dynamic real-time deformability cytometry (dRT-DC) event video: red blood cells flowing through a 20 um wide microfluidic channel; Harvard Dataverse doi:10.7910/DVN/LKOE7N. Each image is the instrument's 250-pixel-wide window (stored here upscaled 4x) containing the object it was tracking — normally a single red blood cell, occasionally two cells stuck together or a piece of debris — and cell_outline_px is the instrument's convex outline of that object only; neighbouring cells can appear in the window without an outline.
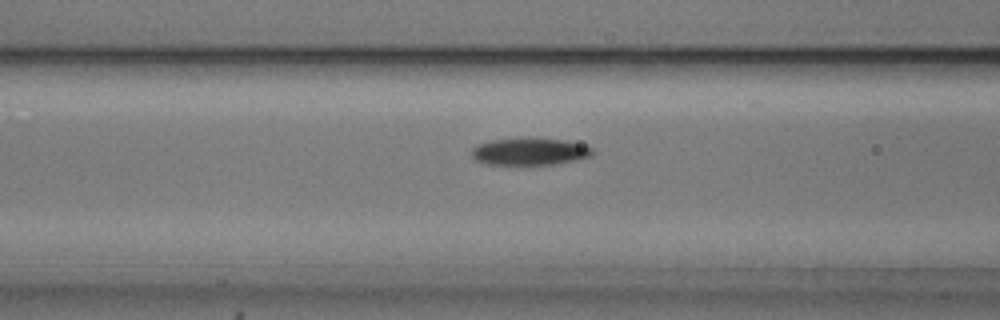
{"species": "common noctule bat (a hibernating species)", "species_latin": "Nyctalus noctula", "temperature_condition": "cold", "stored_images_in_passage": 39, "segment_of_instrument_passage": [1, 2], "camera_frame_rate_fps": 3000, "um_per_image_px": 0.085, "animal": {"sex": "male", "body_mass_g": 20.5, "forearm_length_mm": 52.5}, "frame": {"image": 1, "passage_image": 12, "time_ms": 3.667, "image_size_px": [1000, 320], "cell_outline_px": [[596, 152], [592, 156], [576, 160], [556, 164], [488, 164], [476, 160], [472, 156], [472, 148], [476, 144], [492, 140], [536, 136], [564, 140], [580, 144], [592, 148]], "centroid_in_image_um": [45.05, 12.85], "position_along_channel_um": 121.6, "area_um2": 19.48}}
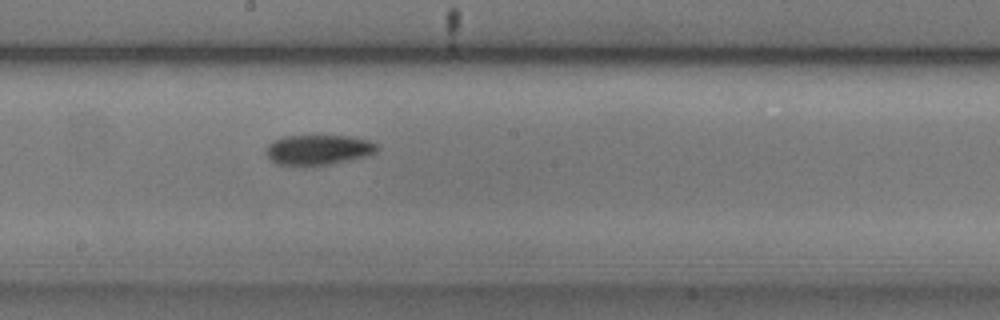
{"frame": {"image": 2, "passage_image": 20, "time_ms": 6.333, "image_size_px": [1000, 320], "cell_outline_px": [[380, 148], [376, 152], [364, 156], [328, 164], [304, 168], [276, 164], [264, 152], [264, 148], [272, 140], [284, 136], [352, 136], [368, 140], [376, 144]], "centroid_in_image_um": [26.98, 12.75], "position_along_channel_um": 221.2, "area_um2": 19.88}}
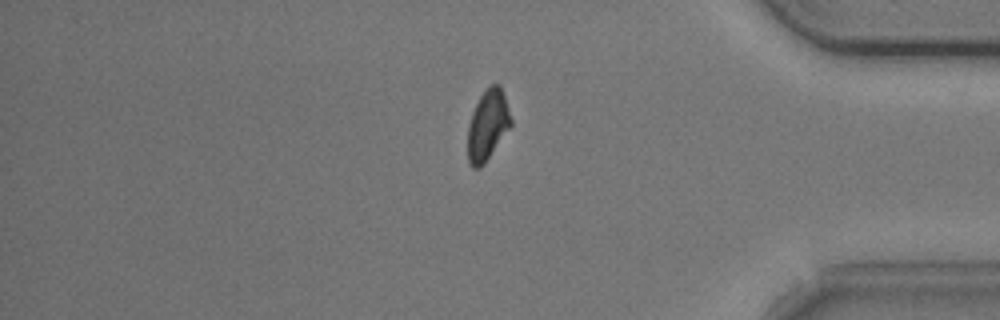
{"frame": {"image": 3, "passage_image": 36, "time_ms": 11.667, "image_size_px": [1000, 320], "cell_outline_px": [[512, 124], [484, 164], [480, 168], [472, 168], [468, 164], [468, 124], [472, 112], [480, 96], [492, 84], [500, 84], [512, 120]], "centroid_in_image_um": [41.43, 10.66], "position_along_channel_um": 393.8, "area_um2": 17.51}}